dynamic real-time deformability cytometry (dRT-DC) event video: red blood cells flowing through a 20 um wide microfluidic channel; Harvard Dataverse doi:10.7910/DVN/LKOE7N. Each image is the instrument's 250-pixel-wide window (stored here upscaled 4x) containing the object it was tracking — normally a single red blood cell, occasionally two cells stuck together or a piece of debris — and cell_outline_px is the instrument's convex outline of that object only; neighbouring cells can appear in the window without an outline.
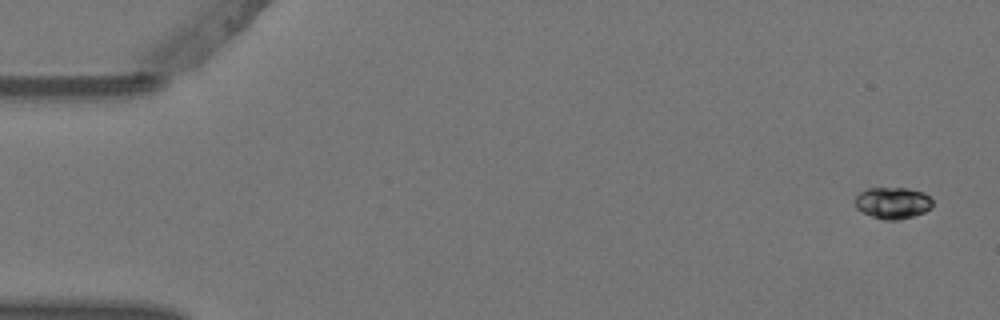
{"species": "Egyptian fruit bat (a non-hibernating species)", "species_latin": "Rousettus aegyptiacus", "temperature_condition": "warm", "stored_images_in_passage": 4, "camera_frame_rate_fps": 3000, "um_per_image_px": 0.085, "animal": {"sex": "female"}, "frame": {"image": 1, "passage_image": 1, "time_ms": 0.0, "image_size_px": [1000, 320], "cell_outline_px": [[932, 204], [924, 212], [912, 216], [896, 220], [884, 220], [872, 216], [856, 208], [856, 196], [860, 192], [868, 188], [908, 188], [924, 192], [932, 200]], "centroid_in_image_um": [75.87, 17.23], "position_along_channel_um": 9.1, "area_um2": 14.05}}